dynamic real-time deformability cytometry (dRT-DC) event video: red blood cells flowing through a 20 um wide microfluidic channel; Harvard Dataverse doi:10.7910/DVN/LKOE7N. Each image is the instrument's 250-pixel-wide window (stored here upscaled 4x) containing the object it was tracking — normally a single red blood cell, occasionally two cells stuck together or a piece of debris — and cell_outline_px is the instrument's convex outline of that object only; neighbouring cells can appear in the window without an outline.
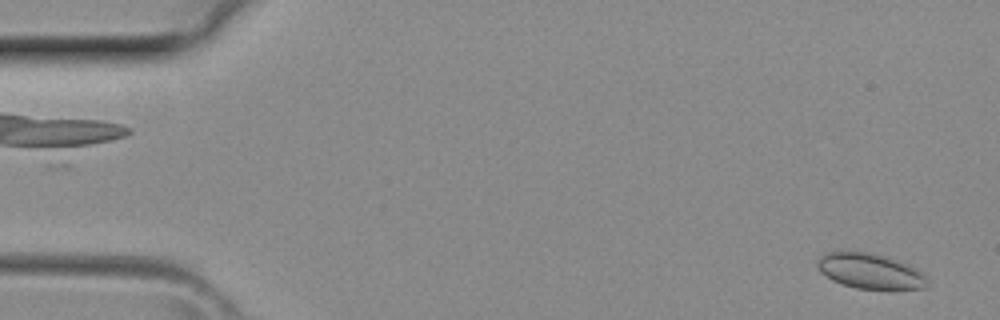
{"species": "common noctule bat (a hibernating species)", "species_latin": "Nyctalus noctula", "temperature_condition": "room temperature", "stored_images_in_passage": 12, "camera_frame_rate_fps": 3000, "um_per_image_px": 0.085, "animal": {"sex": "female", "body_mass_g": 29.2, "forearm_length_mm": 56.3}, "frame": {"image": 1, "passage_image": 1, "time_ms": 0.0, "image_size_px": [1000, 320], "cell_outline_px": [[928, 284], [924, 288], [856, 288], [832, 280], [820, 272], [816, 264], [820, 256], [828, 252], [868, 252], [892, 260], [912, 268], [920, 272], [928, 280]], "centroid_in_image_um": [73.87, 23.05], "position_along_channel_um": 11.1, "area_um2": 21.56}}